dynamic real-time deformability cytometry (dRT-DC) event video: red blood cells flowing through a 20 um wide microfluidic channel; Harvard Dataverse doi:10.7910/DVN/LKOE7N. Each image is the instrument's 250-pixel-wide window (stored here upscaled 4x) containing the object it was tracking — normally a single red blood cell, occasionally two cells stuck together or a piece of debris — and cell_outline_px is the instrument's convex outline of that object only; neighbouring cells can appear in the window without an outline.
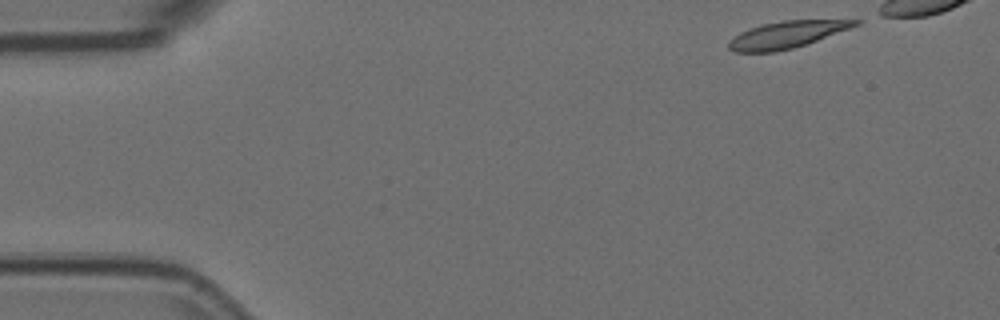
{"species": "Egyptian fruit bat (a non-hibernating species)", "species_latin": "Rousettus aegyptiacus", "temperature_condition": "room temperature", "stored_images_in_passage": 4, "camera_frame_rate_fps": 3000, "um_per_image_px": 0.085, "animal": {"sex": "female"}, "frame": {"image": 1, "passage_image": 1, "time_ms": 0.0, "image_size_px": [1000, 320], "cell_outline_px": [[864, 20], [860, 24], [816, 40], [792, 48], [776, 52], [732, 52], [728, 48], [728, 40], [740, 32], [764, 24], [784, 20]], "centroid_in_image_um": [66.82, 2.95], "position_along_channel_um": 18.2, "area_um2": 19.48}}